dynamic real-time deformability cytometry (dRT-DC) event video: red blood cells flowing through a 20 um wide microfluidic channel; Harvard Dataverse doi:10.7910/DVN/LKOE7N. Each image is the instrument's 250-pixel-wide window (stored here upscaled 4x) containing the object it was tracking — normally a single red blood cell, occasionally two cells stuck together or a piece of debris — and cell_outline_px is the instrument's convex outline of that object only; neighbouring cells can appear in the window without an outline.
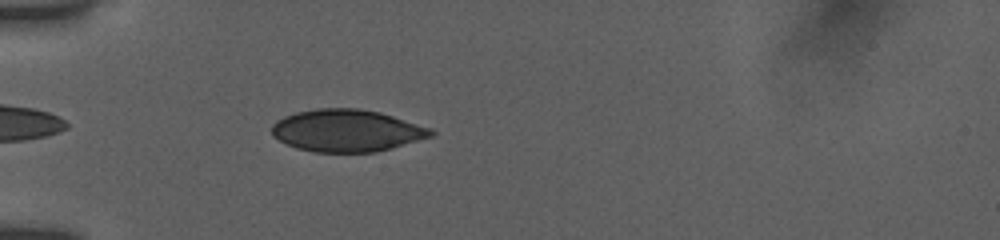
{"species": "human", "species_latin": "Homo sapiens", "temperature_condition": "room temperature", "stored_images_in_passage": 5, "camera_frame_rate_fps": 3000, "um_per_image_px": 0.085, "donor": {"sex": "female"}, "frame": {"image": 1, "passage_image": 3, "time_ms": 1.0, "image_size_px": [1000, 240], "cell_outline_px": [[436, 132], [432, 136], [388, 148], [372, 152], [312, 152], [296, 148], [272, 136], [272, 124], [276, 120], [284, 116], [296, 112], [316, 108], [360, 108], [380, 112], [432, 128]], "centroid_in_image_um": [29.45, 11.08], "position_along_channel_um": 55.6, "area_um2": 39.02}}
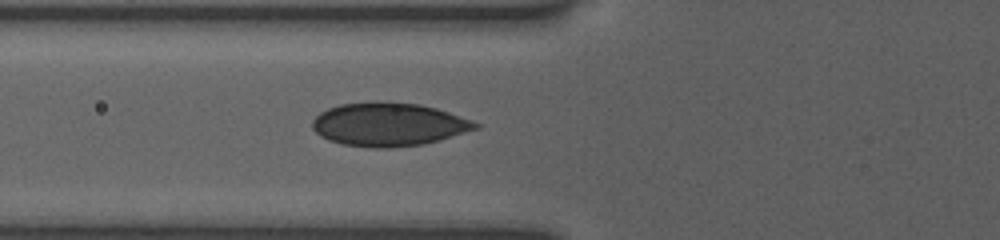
{"frame": {"image": 2, "passage_image": 5, "time_ms": 2.333, "image_size_px": [1000, 240], "cell_outline_px": [[480, 128], [436, 140], [420, 144], [388, 148], [372, 148], [344, 144], [328, 140], [320, 136], [312, 128], [312, 120], [320, 112], [328, 108], [340, 104], [372, 100], [380, 100], [420, 104], [436, 108], [448, 112], [480, 124]], "centroid_in_image_um": [32.97, 10.55], "position_along_channel_um": 92.8, "area_um2": 41.27}}